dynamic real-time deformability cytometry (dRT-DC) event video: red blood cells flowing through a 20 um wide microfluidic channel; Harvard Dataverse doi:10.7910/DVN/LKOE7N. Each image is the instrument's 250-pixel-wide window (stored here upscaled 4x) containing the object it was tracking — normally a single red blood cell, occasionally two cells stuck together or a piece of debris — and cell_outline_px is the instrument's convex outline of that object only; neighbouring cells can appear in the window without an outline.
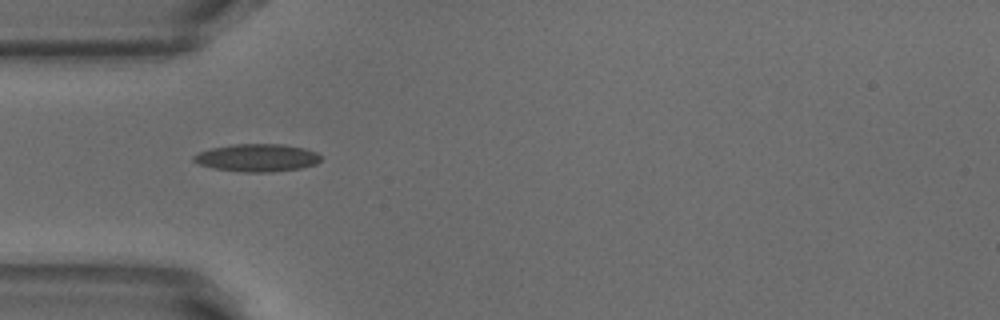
{"species": "common noctule bat (a hibernating species)", "species_latin": "Nyctalus noctula", "temperature_condition": "warm", "stored_images_in_passage": 37, "camera_frame_rate_fps": 3000, "um_per_image_px": 0.085, "animal": {"sex": "male", "body_mass_g": 18.8}, "frame": {"image": 1, "passage_image": 1, "time_ms": 0.0, "image_size_px": [1000, 320], "cell_outline_px": [[320, 160], [316, 164], [300, 168], [272, 172], [244, 172], [216, 168], [200, 164], [192, 160], [192, 156], [196, 152], [212, 148], [232, 144], [280, 144], [304, 148], [316, 152], [320, 156]], "centroid_in_image_um": [21.83, 13.4], "position_along_channel_um": 63.2, "area_um2": 20.4}}
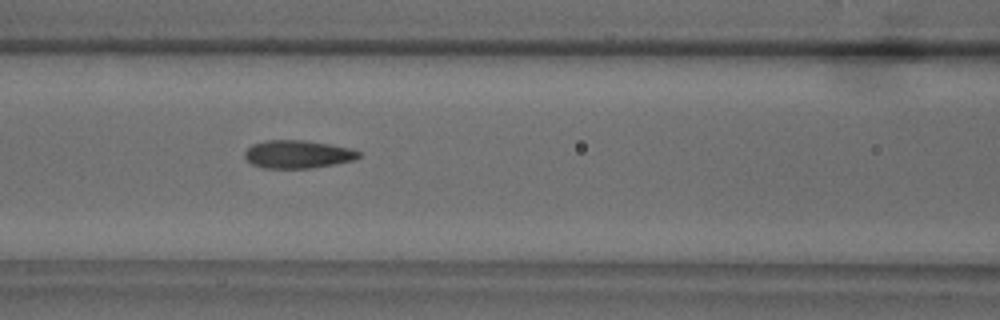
{"frame": {"image": 2, "passage_image": 7, "time_ms": 2.0, "image_size_px": [1000, 320], "cell_outline_px": [[360, 156], [356, 160], [312, 168], [264, 168], [252, 164], [244, 156], [244, 152], [252, 144], [264, 140], [304, 140], [352, 148], [360, 152]], "centroid_in_image_um": [25.31, 13.11], "position_along_channel_um": 141.3, "area_um2": 18.67}}
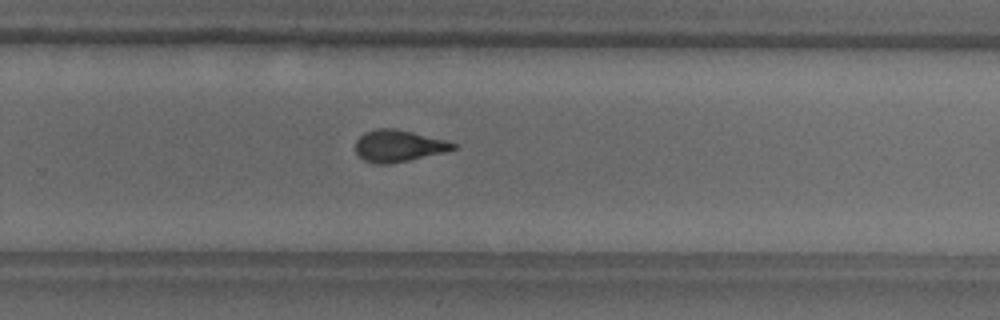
{"frame": {"image": 3, "passage_image": 19, "time_ms": 6.0, "image_size_px": [1000, 320], "cell_outline_px": [[456, 148], [444, 152], [408, 160], [388, 164], [372, 164], [364, 160], [356, 152], [356, 140], [364, 132], [376, 128], [396, 128], [448, 140], [456, 144]], "centroid_in_image_um": [33.86, 12.39], "position_along_channel_um": 295.9, "area_um2": 18.15}, "authors_computed_cell_mechanics": {"area_um2": 18.1492, "velocity_mm_per_s": 3.873, "shape_relaxation_time_tau1_ms": 5.3589, "shape_relaxation_time_tau2_ms": 1.5345, "deformation_change_tau1": 0.1712, "deformation_change_tau2": 0.0954}}